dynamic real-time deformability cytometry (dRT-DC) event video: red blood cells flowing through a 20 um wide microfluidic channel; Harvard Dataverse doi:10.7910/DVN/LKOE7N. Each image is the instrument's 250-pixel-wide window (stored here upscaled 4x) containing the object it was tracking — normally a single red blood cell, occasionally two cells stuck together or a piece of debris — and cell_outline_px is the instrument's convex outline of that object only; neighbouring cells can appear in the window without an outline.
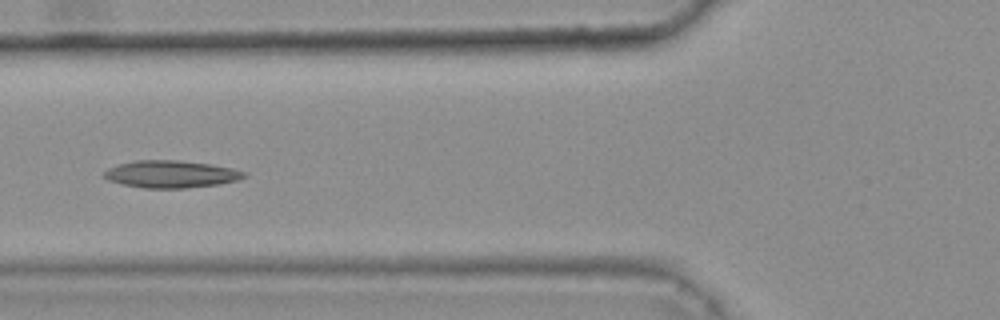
{"species": "common noctule bat (a hibernating species)", "species_latin": "Nyctalus noctula", "temperature_condition": "warm", "stored_images_in_passage": 44, "camera_frame_rate_fps": 3000, "um_per_image_px": 0.085, "animal": {"sex": "female", "body_mass_g": 25.1}, "frame": {"image": 1, "passage_image": 19, "time_ms": 6.0, "image_size_px": [1000, 320], "cell_outline_px": [[248, 176], [240, 180], [220, 184], [184, 188], [144, 188], [124, 184], [108, 180], [100, 176], [108, 168], [116, 164], [136, 160], [180, 160], [212, 164], [232, 168], [248, 172]], "centroid_in_image_um": [14.56, 14.79], "position_along_channel_um": 111.2, "area_um2": 22.6}}